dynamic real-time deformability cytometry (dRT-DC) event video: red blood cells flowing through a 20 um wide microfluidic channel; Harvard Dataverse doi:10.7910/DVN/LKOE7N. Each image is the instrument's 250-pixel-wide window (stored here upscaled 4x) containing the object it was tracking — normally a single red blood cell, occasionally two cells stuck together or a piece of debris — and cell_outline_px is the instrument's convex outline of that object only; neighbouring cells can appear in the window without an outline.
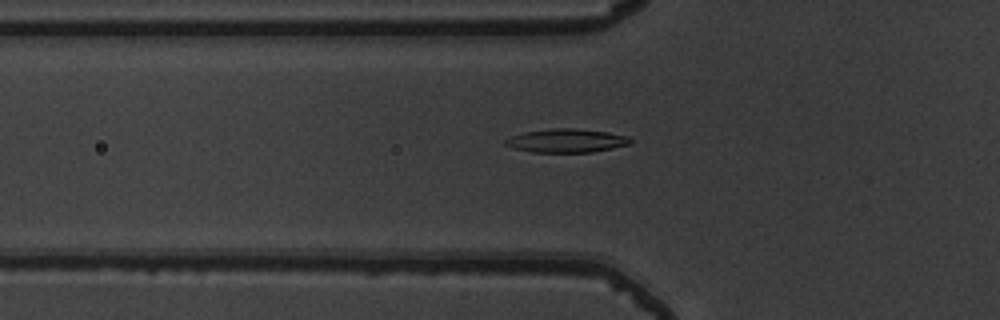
{"species": "common noctule bat (a hibernating species)", "species_latin": "Nyctalus noctula", "temperature_condition": "warm", "stored_images_in_passage": 45, "camera_frame_rate_fps": 3000, "um_per_image_px": 0.085, "animal": {"sex": "male", "body_mass_g": 19.5, "forearm_length_mm": 54.6}, "frame": {"image": 1, "passage_image": 11, "time_ms": 3.333, "image_size_px": [1000, 320], "cell_outline_px": [[632, 144], [592, 152], [532, 152], [512, 148], [504, 144], [504, 140], [512, 136], [524, 132], [552, 128], [576, 128], [608, 132], [628, 136], [632, 140]], "centroid_in_image_um": [48.16, 11.95], "position_along_channel_um": 77.6, "area_um2": 17.28}}
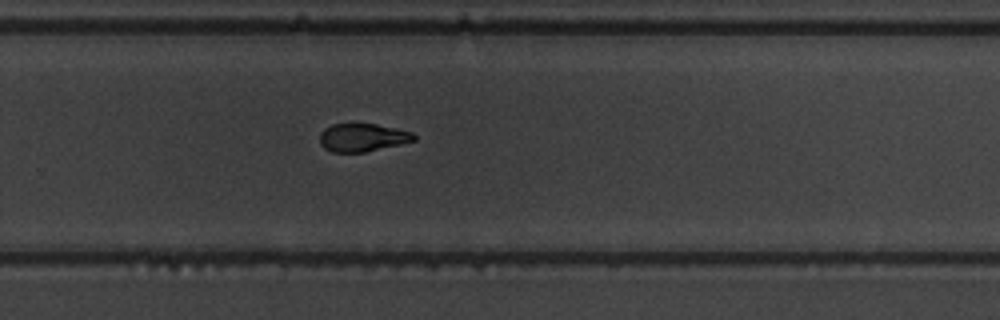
{"frame": {"image": 2, "passage_image": 28, "time_ms": 9.0, "image_size_px": [1000, 320], "cell_outline_px": [[416, 140], [400, 144], [364, 152], [332, 152], [324, 148], [320, 144], [320, 132], [324, 128], [332, 124], [376, 124], [396, 128], [412, 132], [416, 136]], "centroid_in_image_um": [30.8, 11.68], "position_along_channel_um": 299.0, "area_um2": 15.37}}
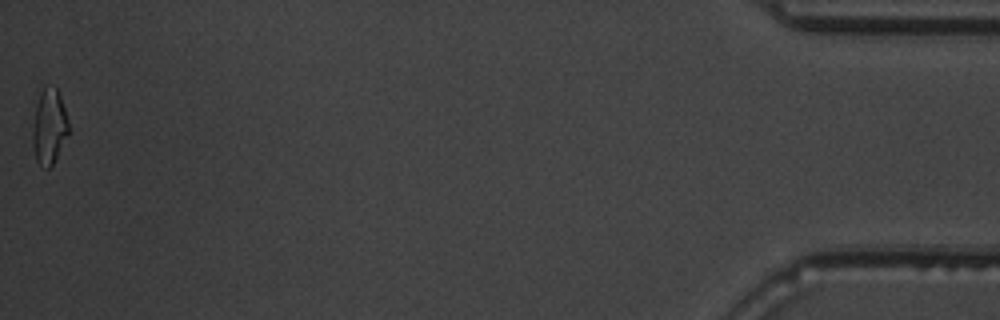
{"frame": {"image": 3, "passage_image": 45, "time_ms": 14.667, "image_size_px": [1000, 320], "cell_outline_px": [[68, 132], [52, 164], [48, 168], [44, 168], [36, 160], [32, 144], [32, 132], [36, 104], [40, 92], [44, 84], [56, 88], [60, 96], [68, 120]], "centroid_in_image_um": [4.15, 10.72], "position_along_channel_um": 431.1, "area_um2": 15.49}, "authors_computed_cell_mechanics": {"area_um2": 16.2418, "velocity_mm_per_s": 3.9047, "shape_relaxation_time_tau1_ms": 5.6164, "shape_relaxation_time_tau2_ms": 3.6597, "deformation_change_tau1": 0.2039, "deformation_change_tau2": 0.1046}}